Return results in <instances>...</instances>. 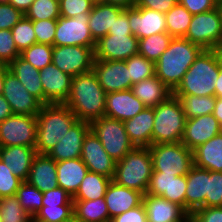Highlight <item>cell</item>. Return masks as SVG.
I'll return each mask as SVG.
<instances>
[{
    "instance_id": "f5cc1de1",
    "label": "cell",
    "mask_w": 222,
    "mask_h": 222,
    "mask_svg": "<svg viewBox=\"0 0 222 222\" xmlns=\"http://www.w3.org/2000/svg\"><path fill=\"white\" fill-rule=\"evenodd\" d=\"M43 206L73 205L72 196L63 188L57 187L43 192Z\"/></svg>"
},
{
    "instance_id": "7a4b0ae2",
    "label": "cell",
    "mask_w": 222,
    "mask_h": 222,
    "mask_svg": "<svg viewBox=\"0 0 222 222\" xmlns=\"http://www.w3.org/2000/svg\"><path fill=\"white\" fill-rule=\"evenodd\" d=\"M203 49L185 38H172L155 63V75L172 91Z\"/></svg>"
},
{
    "instance_id": "52a82bcc",
    "label": "cell",
    "mask_w": 222,
    "mask_h": 222,
    "mask_svg": "<svg viewBox=\"0 0 222 222\" xmlns=\"http://www.w3.org/2000/svg\"><path fill=\"white\" fill-rule=\"evenodd\" d=\"M153 172L184 176L194 166L193 151L182 142L154 144L149 147Z\"/></svg>"
},
{
    "instance_id": "603a6c76",
    "label": "cell",
    "mask_w": 222,
    "mask_h": 222,
    "mask_svg": "<svg viewBox=\"0 0 222 222\" xmlns=\"http://www.w3.org/2000/svg\"><path fill=\"white\" fill-rule=\"evenodd\" d=\"M147 222H186L190 216L181 206L161 196L143 195Z\"/></svg>"
},
{
    "instance_id": "cb8c5ba5",
    "label": "cell",
    "mask_w": 222,
    "mask_h": 222,
    "mask_svg": "<svg viewBox=\"0 0 222 222\" xmlns=\"http://www.w3.org/2000/svg\"><path fill=\"white\" fill-rule=\"evenodd\" d=\"M110 219L142 204L143 194L111 180L104 196Z\"/></svg>"
},
{
    "instance_id": "89a4df30",
    "label": "cell",
    "mask_w": 222,
    "mask_h": 222,
    "mask_svg": "<svg viewBox=\"0 0 222 222\" xmlns=\"http://www.w3.org/2000/svg\"><path fill=\"white\" fill-rule=\"evenodd\" d=\"M66 222H82V221L76 219V218L73 216L70 220H67Z\"/></svg>"
},
{
    "instance_id": "ba28073f",
    "label": "cell",
    "mask_w": 222,
    "mask_h": 222,
    "mask_svg": "<svg viewBox=\"0 0 222 222\" xmlns=\"http://www.w3.org/2000/svg\"><path fill=\"white\" fill-rule=\"evenodd\" d=\"M90 130L99 138L104 150L116 162L135 147L128 138L123 121L103 116L90 122Z\"/></svg>"
},
{
    "instance_id": "816d5d0a",
    "label": "cell",
    "mask_w": 222,
    "mask_h": 222,
    "mask_svg": "<svg viewBox=\"0 0 222 222\" xmlns=\"http://www.w3.org/2000/svg\"><path fill=\"white\" fill-rule=\"evenodd\" d=\"M24 16L10 3H0V30H11Z\"/></svg>"
},
{
    "instance_id": "9c48e42d",
    "label": "cell",
    "mask_w": 222,
    "mask_h": 222,
    "mask_svg": "<svg viewBox=\"0 0 222 222\" xmlns=\"http://www.w3.org/2000/svg\"><path fill=\"white\" fill-rule=\"evenodd\" d=\"M184 38L202 49L215 50L222 39V19L219 8L193 15Z\"/></svg>"
},
{
    "instance_id": "8d00e7d4",
    "label": "cell",
    "mask_w": 222,
    "mask_h": 222,
    "mask_svg": "<svg viewBox=\"0 0 222 222\" xmlns=\"http://www.w3.org/2000/svg\"><path fill=\"white\" fill-rule=\"evenodd\" d=\"M165 16L167 33L173 38H184L193 15L178 2Z\"/></svg>"
},
{
    "instance_id": "e7e4bbea",
    "label": "cell",
    "mask_w": 222,
    "mask_h": 222,
    "mask_svg": "<svg viewBox=\"0 0 222 222\" xmlns=\"http://www.w3.org/2000/svg\"><path fill=\"white\" fill-rule=\"evenodd\" d=\"M215 97H222V65L217 80L215 81Z\"/></svg>"
},
{
    "instance_id": "e575fe53",
    "label": "cell",
    "mask_w": 222,
    "mask_h": 222,
    "mask_svg": "<svg viewBox=\"0 0 222 222\" xmlns=\"http://www.w3.org/2000/svg\"><path fill=\"white\" fill-rule=\"evenodd\" d=\"M112 179L95 172L88 171L82 180L73 200H96L106 194L108 185Z\"/></svg>"
},
{
    "instance_id": "5b68a950",
    "label": "cell",
    "mask_w": 222,
    "mask_h": 222,
    "mask_svg": "<svg viewBox=\"0 0 222 222\" xmlns=\"http://www.w3.org/2000/svg\"><path fill=\"white\" fill-rule=\"evenodd\" d=\"M152 173L153 161L149 147H133L116 162L113 181L145 195Z\"/></svg>"
},
{
    "instance_id": "44dd1931",
    "label": "cell",
    "mask_w": 222,
    "mask_h": 222,
    "mask_svg": "<svg viewBox=\"0 0 222 222\" xmlns=\"http://www.w3.org/2000/svg\"><path fill=\"white\" fill-rule=\"evenodd\" d=\"M89 131L90 123L78 120L47 155L56 162L80 158L83 141Z\"/></svg>"
},
{
    "instance_id": "f35d334b",
    "label": "cell",
    "mask_w": 222,
    "mask_h": 222,
    "mask_svg": "<svg viewBox=\"0 0 222 222\" xmlns=\"http://www.w3.org/2000/svg\"><path fill=\"white\" fill-rule=\"evenodd\" d=\"M15 196L19 199L24 210L32 217H34L43 206V193L27 181H23L20 184Z\"/></svg>"
},
{
    "instance_id": "94428289",
    "label": "cell",
    "mask_w": 222,
    "mask_h": 222,
    "mask_svg": "<svg viewBox=\"0 0 222 222\" xmlns=\"http://www.w3.org/2000/svg\"><path fill=\"white\" fill-rule=\"evenodd\" d=\"M34 0H9L8 3L20 10L23 14L29 9Z\"/></svg>"
},
{
    "instance_id": "2e32d148",
    "label": "cell",
    "mask_w": 222,
    "mask_h": 222,
    "mask_svg": "<svg viewBox=\"0 0 222 222\" xmlns=\"http://www.w3.org/2000/svg\"><path fill=\"white\" fill-rule=\"evenodd\" d=\"M81 160L88 171L104 175L113 180L116 161L104 150L99 138L90 130L84 138Z\"/></svg>"
},
{
    "instance_id": "f1b7e54d",
    "label": "cell",
    "mask_w": 222,
    "mask_h": 222,
    "mask_svg": "<svg viewBox=\"0 0 222 222\" xmlns=\"http://www.w3.org/2000/svg\"><path fill=\"white\" fill-rule=\"evenodd\" d=\"M123 10L124 8L120 6L107 4L102 1L94 3L89 13L88 26L96 42L108 34L109 29Z\"/></svg>"
},
{
    "instance_id": "d6986e66",
    "label": "cell",
    "mask_w": 222,
    "mask_h": 222,
    "mask_svg": "<svg viewBox=\"0 0 222 222\" xmlns=\"http://www.w3.org/2000/svg\"><path fill=\"white\" fill-rule=\"evenodd\" d=\"M44 104H64L71 91L72 76L62 72L53 63L40 70Z\"/></svg>"
},
{
    "instance_id": "4dcf8cb0",
    "label": "cell",
    "mask_w": 222,
    "mask_h": 222,
    "mask_svg": "<svg viewBox=\"0 0 222 222\" xmlns=\"http://www.w3.org/2000/svg\"><path fill=\"white\" fill-rule=\"evenodd\" d=\"M7 67L23 84L27 91L44 105V93L40 79V70L36 69L20 55L14 61L10 62Z\"/></svg>"
},
{
    "instance_id": "9f6ffc18",
    "label": "cell",
    "mask_w": 222,
    "mask_h": 222,
    "mask_svg": "<svg viewBox=\"0 0 222 222\" xmlns=\"http://www.w3.org/2000/svg\"><path fill=\"white\" fill-rule=\"evenodd\" d=\"M111 222H147L144 205L128 210L111 219Z\"/></svg>"
},
{
    "instance_id": "83f0119b",
    "label": "cell",
    "mask_w": 222,
    "mask_h": 222,
    "mask_svg": "<svg viewBox=\"0 0 222 222\" xmlns=\"http://www.w3.org/2000/svg\"><path fill=\"white\" fill-rule=\"evenodd\" d=\"M154 123V108L146 107L131 119L124 121L126 133L135 147H150Z\"/></svg>"
},
{
    "instance_id": "681fc988",
    "label": "cell",
    "mask_w": 222,
    "mask_h": 222,
    "mask_svg": "<svg viewBox=\"0 0 222 222\" xmlns=\"http://www.w3.org/2000/svg\"><path fill=\"white\" fill-rule=\"evenodd\" d=\"M20 51L17 49L11 30H0V61L8 65L14 61L19 55Z\"/></svg>"
},
{
    "instance_id": "8c879c8a",
    "label": "cell",
    "mask_w": 222,
    "mask_h": 222,
    "mask_svg": "<svg viewBox=\"0 0 222 222\" xmlns=\"http://www.w3.org/2000/svg\"><path fill=\"white\" fill-rule=\"evenodd\" d=\"M5 66V64H3L1 61H0V70Z\"/></svg>"
},
{
    "instance_id": "6da1fadb",
    "label": "cell",
    "mask_w": 222,
    "mask_h": 222,
    "mask_svg": "<svg viewBox=\"0 0 222 222\" xmlns=\"http://www.w3.org/2000/svg\"><path fill=\"white\" fill-rule=\"evenodd\" d=\"M106 92L93 71L72 77L71 91L64 103L81 121L92 122L105 116Z\"/></svg>"
},
{
    "instance_id": "f6af8a7d",
    "label": "cell",
    "mask_w": 222,
    "mask_h": 222,
    "mask_svg": "<svg viewBox=\"0 0 222 222\" xmlns=\"http://www.w3.org/2000/svg\"><path fill=\"white\" fill-rule=\"evenodd\" d=\"M73 216V205L42 206L33 217V222H66Z\"/></svg>"
},
{
    "instance_id": "f546056e",
    "label": "cell",
    "mask_w": 222,
    "mask_h": 222,
    "mask_svg": "<svg viewBox=\"0 0 222 222\" xmlns=\"http://www.w3.org/2000/svg\"><path fill=\"white\" fill-rule=\"evenodd\" d=\"M56 170L59 187L66 190L72 197L88 172V168L81 158L57 161Z\"/></svg>"
},
{
    "instance_id": "753ad0ef",
    "label": "cell",
    "mask_w": 222,
    "mask_h": 222,
    "mask_svg": "<svg viewBox=\"0 0 222 222\" xmlns=\"http://www.w3.org/2000/svg\"><path fill=\"white\" fill-rule=\"evenodd\" d=\"M9 0H0V3H7Z\"/></svg>"
},
{
    "instance_id": "2644e50d",
    "label": "cell",
    "mask_w": 222,
    "mask_h": 222,
    "mask_svg": "<svg viewBox=\"0 0 222 222\" xmlns=\"http://www.w3.org/2000/svg\"><path fill=\"white\" fill-rule=\"evenodd\" d=\"M186 222H196V221L191 216H189Z\"/></svg>"
},
{
    "instance_id": "7402d4cb",
    "label": "cell",
    "mask_w": 222,
    "mask_h": 222,
    "mask_svg": "<svg viewBox=\"0 0 222 222\" xmlns=\"http://www.w3.org/2000/svg\"><path fill=\"white\" fill-rule=\"evenodd\" d=\"M105 116L126 121L143 111L146 106L131 89L106 93Z\"/></svg>"
},
{
    "instance_id": "680465c9",
    "label": "cell",
    "mask_w": 222,
    "mask_h": 222,
    "mask_svg": "<svg viewBox=\"0 0 222 222\" xmlns=\"http://www.w3.org/2000/svg\"><path fill=\"white\" fill-rule=\"evenodd\" d=\"M108 34H132L128 22V8H125L115 20L113 26L108 31Z\"/></svg>"
},
{
    "instance_id": "d6a6232c",
    "label": "cell",
    "mask_w": 222,
    "mask_h": 222,
    "mask_svg": "<svg viewBox=\"0 0 222 222\" xmlns=\"http://www.w3.org/2000/svg\"><path fill=\"white\" fill-rule=\"evenodd\" d=\"M194 165L222 172V131L193 150Z\"/></svg>"
},
{
    "instance_id": "7dc6e473",
    "label": "cell",
    "mask_w": 222,
    "mask_h": 222,
    "mask_svg": "<svg viewBox=\"0 0 222 222\" xmlns=\"http://www.w3.org/2000/svg\"><path fill=\"white\" fill-rule=\"evenodd\" d=\"M23 181L0 160V198L14 196Z\"/></svg>"
},
{
    "instance_id": "8fae6325",
    "label": "cell",
    "mask_w": 222,
    "mask_h": 222,
    "mask_svg": "<svg viewBox=\"0 0 222 222\" xmlns=\"http://www.w3.org/2000/svg\"><path fill=\"white\" fill-rule=\"evenodd\" d=\"M95 47L53 46L52 63L72 77L93 69Z\"/></svg>"
},
{
    "instance_id": "5bb4252c",
    "label": "cell",
    "mask_w": 222,
    "mask_h": 222,
    "mask_svg": "<svg viewBox=\"0 0 222 222\" xmlns=\"http://www.w3.org/2000/svg\"><path fill=\"white\" fill-rule=\"evenodd\" d=\"M95 59L126 61L138 54V38L133 34H107L96 42Z\"/></svg>"
},
{
    "instance_id": "6f0895ef",
    "label": "cell",
    "mask_w": 222,
    "mask_h": 222,
    "mask_svg": "<svg viewBox=\"0 0 222 222\" xmlns=\"http://www.w3.org/2000/svg\"><path fill=\"white\" fill-rule=\"evenodd\" d=\"M178 0H136L135 6L149 8L166 14Z\"/></svg>"
},
{
    "instance_id": "4316f807",
    "label": "cell",
    "mask_w": 222,
    "mask_h": 222,
    "mask_svg": "<svg viewBox=\"0 0 222 222\" xmlns=\"http://www.w3.org/2000/svg\"><path fill=\"white\" fill-rule=\"evenodd\" d=\"M36 154L34 147L0 146V160L22 181H27Z\"/></svg>"
},
{
    "instance_id": "a7ac6f4b",
    "label": "cell",
    "mask_w": 222,
    "mask_h": 222,
    "mask_svg": "<svg viewBox=\"0 0 222 222\" xmlns=\"http://www.w3.org/2000/svg\"><path fill=\"white\" fill-rule=\"evenodd\" d=\"M218 8H219V11H220V14H221V19H222V0H219Z\"/></svg>"
},
{
    "instance_id": "6125c7cd",
    "label": "cell",
    "mask_w": 222,
    "mask_h": 222,
    "mask_svg": "<svg viewBox=\"0 0 222 222\" xmlns=\"http://www.w3.org/2000/svg\"><path fill=\"white\" fill-rule=\"evenodd\" d=\"M107 4L117 5L122 8H130L135 6L136 0H101Z\"/></svg>"
},
{
    "instance_id": "30bf717a",
    "label": "cell",
    "mask_w": 222,
    "mask_h": 222,
    "mask_svg": "<svg viewBox=\"0 0 222 222\" xmlns=\"http://www.w3.org/2000/svg\"><path fill=\"white\" fill-rule=\"evenodd\" d=\"M37 117L12 114L0 122V146H36Z\"/></svg>"
},
{
    "instance_id": "7bdbcfd3",
    "label": "cell",
    "mask_w": 222,
    "mask_h": 222,
    "mask_svg": "<svg viewBox=\"0 0 222 222\" xmlns=\"http://www.w3.org/2000/svg\"><path fill=\"white\" fill-rule=\"evenodd\" d=\"M24 16L30 20H50L60 16L59 1L34 0Z\"/></svg>"
},
{
    "instance_id": "be15d7a7",
    "label": "cell",
    "mask_w": 222,
    "mask_h": 222,
    "mask_svg": "<svg viewBox=\"0 0 222 222\" xmlns=\"http://www.w3.org/2000/svg\"><path fill=\"white\" fill-rule=\"evenodd\" d=\"M212 114L222 126V97H216L215 107Z\"/></svg>"
},
{
    "instance_id": "d590c367",
    "label": "cell",
    "mask_w": 222,
    "mask_h": 222,
    "mask_svg": "<svg viewBox=\"0 0 222 222\" xmlns=\"http://www.w3.org/2000/svg\"><path fill=\"white\" fill-rule=\"evenodd\" d=\"M173 95L180 100L186 119L213 113L216 102L215 96Z\"/></svg>"
},
{
    "instance_id": "60d3db41",
    "label": "cell",
    "mask_w": 222,
    "mask_h": 222,
    "mask_svg": "<svg viewBox=\"0 0 222 222\" xmlns=\"http://www.w3.org/2000/svg\"><path fill=\"white\" fill-rule=\"evenodd\" d=\"M126 65L129 70L132 85L155 76V63L140 54L128 58Z\"/></svg>"
},
{
    "instance_id": "836d02e7",
    "label": "cell",
    "mask_w": 222,
    "mask_h": 222,
    "mask_svg": "<svg viewBox=\"0 0 222 222\" xmlns=\"http://www.w3.org/2000/svg\"><path fill=\"white\" fill-rule=\"evenodd\" d=\"M74 217L82 222H111L105 198L73 200Z\"/></svg>"
},
{
    "instance_id": "3957f363",
    "label": "cell",
    "mask_w": 222,
    "mask_h": 222,
    "mask_svg": "<svg viewBox=\"0 0 222 222\" xmlns=\"http://www.w3.org/2000/svg\"><path fill=\"white\" fill-rule=\"evenodd\" d=\"M37 117L36 153L48 154L78 121L76 115L65 105L44 104Z\"/></svg>"
},
{
    "instance_id": "ac0fdd59",
    "label": "cell",
    "mask_w": 222,
    "mask_h": 222,
    "mask_svg": "<svg viewBox=\"0 0 222 222\" xmlns=\"http://www.w3.org/2000/svg\"><path fill=\"white\" fill-rule=\"evenodd\" d=\"M128 22L132 34L138 39L167 32L165 14L149 8H128Z\"/></svg>"
},
{
    "instance_id": "d4e9b609",
    "label": "cell",
    "mask_w": 222,
    "mask_h": 222,
    "mask_svg": "<svg viewBox=\"0 0 222 222\" xmlns=\"http://www.w3.org/2000/svg\"><path fill=\"white\" fill-rule=\"evenodd\" d=\"M27 182L42 193L59 187L56 161L47 154H36L32 161Z\"/></svg>"
},
{
    "instance_id": "277c9868",
    "label": "cell",
    "mask_w": 222,
    "mask_h": 222,
    "mask_svg": "<svg viewBox=\"0 0 222 222\" xmlns=\"http://www.w3.org/2000/svg\"><path fill=\"white\" fill-rule=\"evenodd\" d=\"M220 67L221 63L216 51L203 49L184 74L173 94L214 96L215 81L219 76Z\"/></svg>"
},
{
    "instance_id": "c3c4849f",
    "label": "cell",
    "mask_w": 222,
    "mask_h": 222,
    "mask_svg": "<svg viewBox=\"0 0 222 222\" xmlns=\"http://www.w3.org/2000/svg\"><path fill=\"white\" fill-rule=\"evenodd\" d=\"M95 1L93 0H60V16L65 18H74L77 15L89 14Z\"/></svg>"
},
{
    "instance_id": "003e7915",
    "label": "cell",
    "mask_w": 222,
    "mask_h": 222,
    "mask_svg": "<svg viewBox=\"0 0 222 222\" xmlns=\"http://www.w3.org/2000/svg\"><path fill=\"white\" fill-rule=\"evenodd\" d=\"M215 51L219 57L220 63L222 65V39L221 41L218 43L217 47L215 48Z\"/></svg>"
},
{
    "instance_id": "ee69618b",
    "label": "cell",
    "mask_w": 222,
    "mask_h": 222,
    "mask_svg": "<svg viewBox=\"0 0 222 222\" xmlns=\"http://www.w3.org/2000/svg\"><path fill=\"white\" fill-rule=\"evenodd\" d=\"M13 40L17 49L22 52L32 44L37 43L36 35L33 29L32 20L23 16L21 20L11 29Z\"/></svg>"
},
{
    "instance_id": "f907efd6",
    "label": "cell",
    "mask_w": 222,
    "mask_h": 222,
    "mask_svg": "<svg viewBox=\"0 0 222 222\" xmlns=\"http://www.w3.org/2000/svg\"><path fill=\"white\" fill-rule=\"evenodd\" d=\"M37 43L52 45L54 42L57 19L32 20Z\"/></svg>"
},
{
    "instance_id": "03108f58",
    "label": "cell",
    "mask_w": 222,
    "mask_h": 222,
    "mask_svg": "<svg viewBox=\"0 0 222 222\" xmlns=\"http://www.w3.org/2000/svg\"><path fill=\"white\" fill-rule=\"evenodd\" d=\"M4 82H5V66L0 70V96H3Z\"/></svg>"
},
{
    "instance_id": "ffe728a7",
    "label": "cell",
    "mask_w": 222,
    "mask_h": 222,
    "mask_svg": "<svg viewBox=\"0 0 222 222\" xmlns=\"http://www.w3.org/2000/svg\"><path fill=\"white\" fill-rule=\"evenodd\" d=\"M222 131L213 114L186 119L181 142L192 151Z\"/></svg>"
},
{
    "instance_id": "91938a15",
    "label": "cell",
    "mask_w": 222,
    "mask_h": 222,
    "mask_svg": "<svg viewBox=\"0 0 222 222\" xmlns=\"http://www.w3.org/2000/svg\"><path fill=\"white\" fill-rule=\"evenodd\" d=\"M12 110L8 101L4 96H0V122H3L6 118L12 115Z\"/></svg>"
},
{
    "instance_id": "e0dca14e",
    "label": "cell",
    "mask_w": 222,
    "mask_h": 222,
    "mask_svg": "<svg viewBox=\"0 0 222 222\" xmlns=\"http://www.w3.org/2000/svg\"><path fill=\"white\" fill-rule=\"evenodd\" d=\"M186 185V175L176 177L173 174L153 172L146 193L161 196L185 210Z\"/></svg>"
},
{
    "instance_id": "8992f818",
    "label": "cell",
    "mask_w": 222,
    "mask_h": 222,
    "mask_svg": "<svg viewBox=\"0 0 222 222\" xmlns=\"http://www.w3.org/2000/svg\"><path fill=\"white\" fill-rule=\"evenodd\" d=\"M185 113L180 100L173 94L154 107L152 145L179 143L185 128Z\"/></svg>"
},
{
    "instance_id": "bcb514c9",
    "label": "cell",
    "mask_w": 222,
    "mask_h": 222,
    "mask_svg": "<svg viewBox=\"0 0 222 222\" xmlns=\"http://www.w3.org/2000/svg\"><path fill=\"white\" fill-rule=\"evenodd\" d=\"M222 206V172L208 170V193L205 207Z\"/></svg>"
},
{
    "instance_id": "9a60e30c",
    "label": "cell",
    "mask_w": 222,
    "mask_h": 222,
    "mask_svg": "<svg viewBox=\"0 0 222 222\" xmlns=\"http://www.w3.org/2000/svg\"><path fill=\"white\" fill-rule=\"evenodd\" d=\"M93 71L106 93L131 89V77L126 61L94 60Z\"/></svg>"
},
{
    "instance_id": "484cf974",
    "label": "cell",
    "mask_w": 222,
    "mask_h": 222,
    "mask_svg": "<svg viewBox=\"0 0 222 222\" xmlns=\"http://www.w3.org/2000/svg\"><path fill=\"white\" fill-rule=\"evenodd\" d=\"M185 211L191 215L200 207H205L208 193V170L193 166L186 175Z\"/></svg>"
},
{
    "instance_id": "b9f144b4",
    "label": "cell",
    "mask_w": 222,
    "mask_h": 222,
    "mask_svg": "<svg viewBox=\"0 0 222 222\" xmlns=\"http://www.w3.org/2000/svg\"><path fill=\"white\" fill-rule=\"evenodd\" d=\"M53 46L47 44H32L24 49L20 56L38 70L52 63Z\"/></svg>"
},
{
    "instance_id": "1f68e13d",
    "label": "cell",
    "mask_w": 222,
    "mask_h": 222,
    "mask_svg": "<svg viewBox=\"0 0 222 222\" xmlns=\"http://www.w3.org/2000/svg\"><path fill=\"white\" fill-rule=\"evenodd\" d=\"M131 90L133 94L149 108L156 107L173 94V91L156 75L132 85Z\"/></svg>"
},
{
    "instance_id": "7c38bea8",
    "label": "cell",
    "mask_w": 222,
    "mask_h": 222,
    "mask_svg": "<svg viewBox=\"0 0 222 222\" xmlns=\"http://www.w3.org/2000/svg\"><path fill=\"white\" fill-rule=\"evenodd\" d=\"M88 21L89 14L80 13L74 18L59 16L53 46L95 47L96 41L91 35Z\"/></svg>"
},
{
    "instance_id": "11a10c76",
    "label": "cell",
    "mask_w": 222,
    "mask_h": 222,
    "mask_svg": "<svg viewBox=\"0 0 222 222\" xmlns=\"http://www.w3.org/2000/svg\"><path fill=\"white\" fill-rule=\"evenodd\" d=\"M178 2L195 15L217 8L219 0H178Z\"/></svg>"
},
{
    "instance_id": "ab89813d",
    "label": "cell",
    "mask_w": 222,
    "mask_h": 222,
    "mask_svg": "<svg viewBox=\"0 0 222 222\" xmlns=\"http://www.w3.org/2000/svg\"><path fill=\"white\" fill-rule=\"evenodd\" d=\"M0 221L33 222V217L24 210L19 199L14 195L0 198Z\"/></svg>"
},
{
    "instance_id": "74e56055",
    "label": "cell",
    "mask_w": 222,
    "mask_h": 222,
    "mask_svg": "<svg viewBox=\"0 0 222 222\" xmlns=\"http://www.w3.org/2000/svg\"><path fill=\"white\" fill-rule=\"evenodd\" d=\"M172 36L167 32L138 39V54L156 63L160 55L168 48Z\"/></svg>"
},
{
    "instance_id": "4fadbf2b",
    "label": "cell",
    "mask_w": 222,
    "mask_h": 222,
    "mask_svg": "<svg viewBox=\"0 0 222 222\" xmlns=\"http://www.w3.org/2000/svg\"><path fill=\"white\" fill-rule=\"evenodd\" d=\"M3 96L10 104L13 114L36 116L43 105L31 95L17 77L5 65Z\"/></svg>"
},
{
    "instance_id": "db71d44e",
    "label": "cell",
    "mask_w": 222,
    "mask_h": 222,
    "mask_svg": "<svg viewBox=\"0 0 222 222\" xmlns=\"http://www.w3.org/2000/svg\"><path fill=\"white\" fill-rule=\"evenodd\" d=\"M190 216L196 222H222V206L200 207Z\"/></svg>"
}]
</instances>
